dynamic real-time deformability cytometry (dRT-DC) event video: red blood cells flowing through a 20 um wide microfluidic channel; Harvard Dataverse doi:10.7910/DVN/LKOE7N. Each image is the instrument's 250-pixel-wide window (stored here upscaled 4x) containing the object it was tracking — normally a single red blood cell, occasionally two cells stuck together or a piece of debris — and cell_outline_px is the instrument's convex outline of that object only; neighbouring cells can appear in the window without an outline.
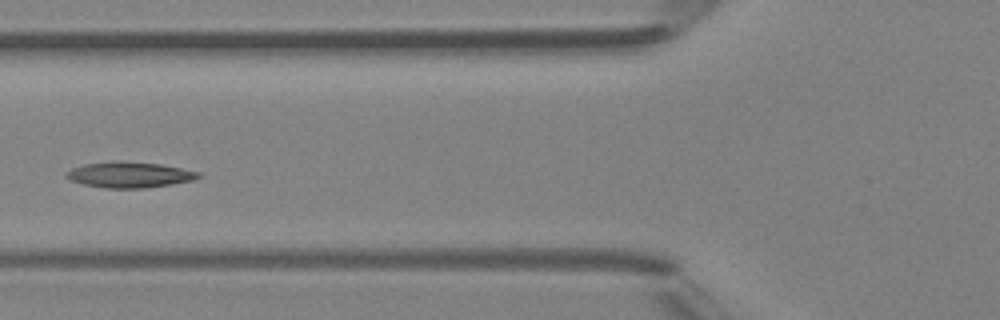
{"species": "Egyptian fruit bat (a non-hibernating species)", "species_latin": "Rousettus aegyptiacus", "temperature_condition": "room temperature", "stored_images_in_passage": 5, "camera_frame_rate_fps": 3000, "um_per_image_px": 0.085, "animal": {"sex": "female"}, "frame": {"image": 1, "passage_image": 5, "time_ms": 4.667, "image_size_px": [1000, 320], "cell_outline_px": [[204, 176], [192, 180], [172, 184], [144, 188], [104, 188], [84, 184], [72, 180], [64, 176], [72, 168], [84, 164], [160, 164], [200, 172]], "centroid_in_image_um": [11.07, 14.91], "position_along_channel_um": 114.7, "area_um2": 18.67}}